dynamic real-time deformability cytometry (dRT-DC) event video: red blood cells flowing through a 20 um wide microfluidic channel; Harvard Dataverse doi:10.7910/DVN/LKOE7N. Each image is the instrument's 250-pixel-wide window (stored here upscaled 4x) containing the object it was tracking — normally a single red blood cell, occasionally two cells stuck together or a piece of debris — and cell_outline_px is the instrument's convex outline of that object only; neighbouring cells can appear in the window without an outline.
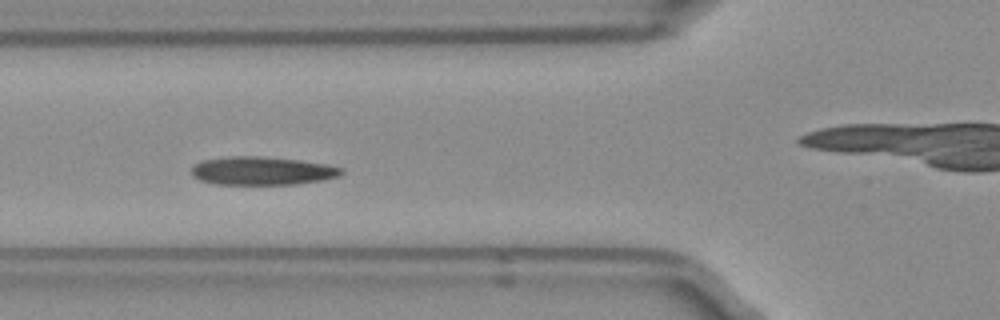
{"species": "Egyptian fruit bat (a non-hibernating species)", "species_latin": "Rousettus aegyptiacus", "temperature_condition": "room temperature", "stored_images_in_passage": 48, "camera_frame_rate_fps": 3000, "um_per_image_px": 0.085, "frame": {"image": 1, "passage_image": 14, "time_ms": 4.333, "image_size_px": [1000, 320], "cell_outline_px": [[344, 172], [340, 176], [324, 180], [296, 184], [216, 184], [200, 180], [192, 176], [192, 168], [196, 164], [204, 160], [228, 156], [260, 156], [300, 160], [328, 164], [340, 168]], "centroid_in_image_um": [22.31, 14.52], "position_along_channel_um": 103.5, "area_um2": 24.74}}
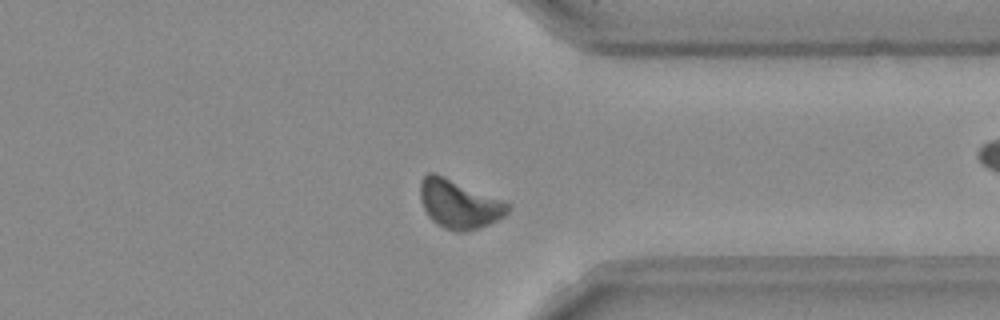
{"frame": {"image": 2, "passage_image": 35, "time_ms": 11.333, "image_size_px": [1000, 320], "cell_outline_px": [[512, 208], [504, 216], [480, 228], [464, 232], [456, 232], [444, 228], [436, 224], [428, 216], [420, 200], [420, 180], [428, 172], [432, 172], [512, 204]], "centroid_in_image_um": [39.01, 17.37], "position_along_channel_um": 372.4, "area_um2": 24.68}, "authors_computed_cell_mechanics": {"area_um2": 24.1315, "velocity_mm_per_s": 3.8897, "shape_relaxation_time_tau1_ms": 7.5208, "shape_relaxation_time_tau2_ms": 5.1568, "deformation_change_tau1": 0.15, "deformation_change_tau2": 0.0866}}